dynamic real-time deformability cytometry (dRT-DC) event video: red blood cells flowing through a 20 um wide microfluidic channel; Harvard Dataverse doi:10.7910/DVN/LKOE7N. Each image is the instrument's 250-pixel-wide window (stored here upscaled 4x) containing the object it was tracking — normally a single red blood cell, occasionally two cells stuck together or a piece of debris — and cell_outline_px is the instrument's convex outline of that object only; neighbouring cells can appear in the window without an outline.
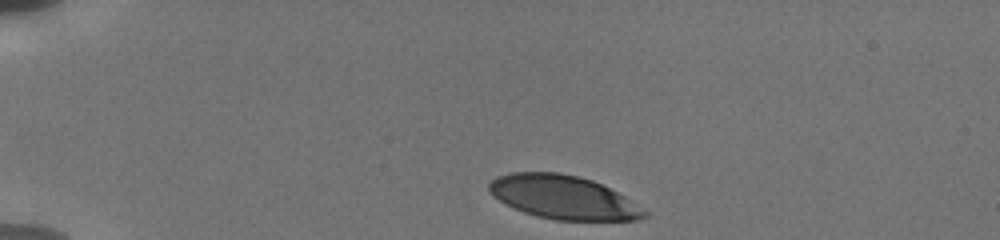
{"species": "human", "species_latin": "Homo sapiens", "temperature_condition": "cold", "stored_images_in_passage": 8, "camera_frame_rate_fps": 3000, "um_per_image_px": 0.085, "donor": {"sex": "male"}, "frame": {"image": 1, "passage_image": 1, "time_ms": 0.0, "image_size_px": [1000, 240], "cell_outline_px": [[648, 216], [636, 220], [556, 220], [536, 216], [524, 212], [500, 200], [488, 188], [488, 184], [496, 176], [512, 172], [560, 172], [580, 176], [592, 180], [624, 196], [648, 212]], "centroid_in_image_um": [47.89, 16.76], "position_along_channel_um": 37.1, "area_um2": 39.07}}
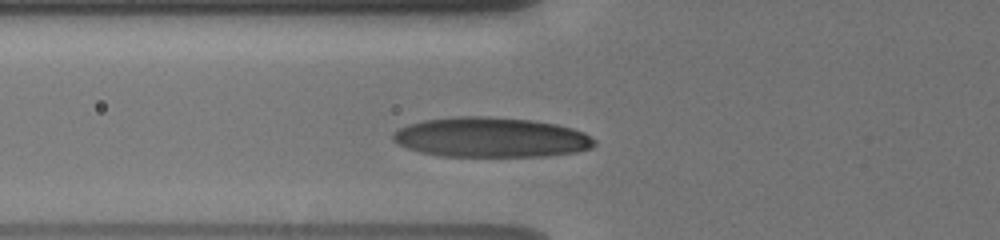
{"frame": {"image": 2, "passage_image": 6, "time_ms": 3.0, "image_size_px": [1000, 240], "cell_outline_px": [[596, 144], [592, 148], [576, 152], [544, 156], [444, 156], [420, 152], [408, 148], [392, 140], [392, 132], [408, 124], [424, 120], [460, 116], [488, 116], [532, 120], [556, 124], [572, 128], [584, 132], [596, 140]], "centroid_in_image_um": [41.75, 11.67], "position_along_channel_um": 84.0, "area_um2": 46.88}}
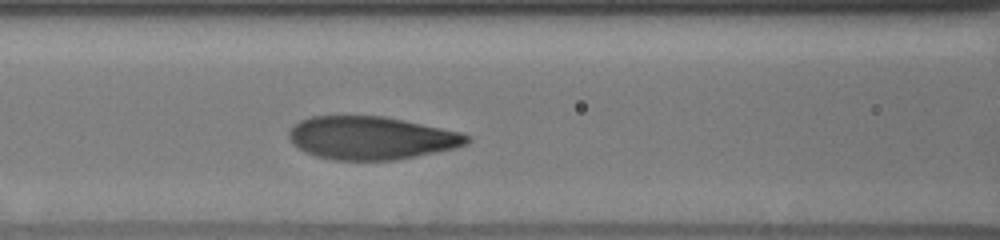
{"frame": {"image": 3, "passage_image": 8, "time_ms": 4.333, "image_size_px": [1000, 240], "cell_outline_px": [[472, 140], [468, 144], [456, 148], [396, 160], [332, 160], [316, 156], [304, 152], [292, 144], [288, 136], [288, 132], [300, 120], [312, 116], [384, 116], [404, 120], [460, 132], [468, 136]], "centroid_in_image_um": [31.54, 11.73], "position_along_channel_um": 135.1, "area_um2": 44.74}}